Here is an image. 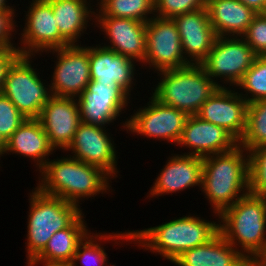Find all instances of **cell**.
Masks as SVG:
<instances>
[{
	"label": "cell",
	"instance_id": "18",
	"mask_svg": "<svg viewBox=\"0 0 266 266\" xmlns=\"http://www.w3.org/2000/svg\"><path fill=\"white\" fill-rule=\"evenodd\" d=\"M176 23L183 53L194 58V64H201L217 38L210 23L206 8L176 15L172 18Z\"/></svg>",
	"mask_w": 266,
	"mask_h": 266
},
{
	"label": "cell",
	"instance_id": "27",
	"mask_svg": "<svg viewBox=\"0 0 266 266\" xmlns=\"http://www.w3.org/2000/svg\"><path fill=\"white\" fill-rule=\"evenodd\" d=\"M238 144L247 152L266 145V100L248 104L246 128Z\"/></svg>",
	"mask_w": 266,
	"mask_h": 266
},
{
	"label": "cell",
	"instance_id": "1",
	"mask_svg": "<svg viewBox=\"0 0 266 266\" xmlns=\"http://www.w3.org/2000/svg\"><path fill=\"white\" fill-rule=\"evenodd\" d=\"M219 225L206 222L199 217L185 216L146 230L113 234V236L109 234L107 237L101 235L99 239L117 237L116 239L126 238L134 241L136 239L140 243L144 241L141 244L143 247L151 248L150 250L158 252L172 262L185 250L211 241L219 233Z\"/></svg>",
	"mask_w": 266,
	"mask_h": 266
},
{
	"label": "cell",
	"instance_id": "37",
	"mask_svg": "<svg viewBox=\"0 0 266 266\" xmlns=\"http://www.w3.org/2000/svg\"><path fill=\"white\" fill-rule=\"evenodd\" d=\"M249 266H266V244L249 260Z\"/></svg>",
	"mask_w": 266,
	"mask_h": 266
},
{
	"label": "cell",
	"instance_id": "6",
	"mask_svg": "<svg viewBox=\"0 0 266 266\" xmlns=\"http://www.w3.org/2000/svg\"><path fill=\"white\" fill-rule=\"evenodd\" d=\"M30 199L28 263L45 248L55 232L69 227L82 214L76 204L44 194L38 188Z\"/></svg>",
	"mask_w": 266,
	"mask_h": 266
},
{
	"label": "cell",
	"instance_id": "43",
	"mask_svg": "<svg viewBox=\"0 0 266 266\" xmlns=\"http://www.w3.org/2000/svg\"><path fill=\"white\" fill-rule=\"evenodd\" d=\"M264 13L266 14V0H265V8H264Z\"/></svg>",
	"mask_w": 266,
	"mask_h": 266
},
{
	"label": "cell",
	"instance_id": "23",
	"mask_svg": "<svg viewBox=\"0 0 266 266\" xmlns=\"http://www.w3.org/2000/svg\"><path fill=\"white\" fill-rule=\"evenodd\" d=\"M210 23L217 36L243 35L258 14L240 0H206Z\"/></svg>",
	"mask_w": 266,
	"mask_h": 266
},
{
	"label": "cell",
	"instance_id": "26",
	"mask_svg": "<svg viewBox=\"0 0 266 266\" xmlns=\"http://www.w3.org/2000/svg\"><path fill=\"white\" fill-rule=\"evenodd\" d=\"M52 11L61 37L69 44L75 45L77 37L88 22L91 11L88 10L86 0H47Z\"/></svg>",
	"mask_w": 266,
	"mask_h": 266
},
{
	"label": "cell",
	"instance_id": "31",
	"mask_svg": "<svg viewBox=\"0 0 266 266\" xmlns=\"http://www.w3.org/2000/svg\"><path fill=\"white\" fill-rule=\"evenodd\" d=\"M25 119L26 117L9 98L0 92V135L5 141L10 138Z\"/></svg>",
	"mask_w": 266,
	"mask_h": 266
},
{
	"label": "cell",
	"instance_id": "25",
	"mask_svg": "<svg viewBox=\"0 0 266 266\" xmlns=\"http://www.w3.org/2000/svg\"><path fill=\"white\" fill-rule=\"evenodd\" d=\"M82 214L67 228L57 231L48 240L45 248L28 264L41 262H72L78 245L88 235ZM38 262V263H37Z\"/></svg>",
	"mask_w": 266,
	"mask_h": 266
},
{
	"label": "cell",
	"instance_id": "9",
	"mask_svg": "<svg viewBox=\"0 0 266 266\" xmlns=\"http://www.w3.org/2000/svg\"><path fill=\"white\" fill-rule=\"evenodd\" d=\"M256 57L245 40L217 36L201 66L210 78L225 76L226 81L237 85Z\"/></svg>",
	"mask_w": 266,
	"mask_h": 266
},
{
	"label": "cell",
	"instance_id": "22",
	"mask_svg": "<svg viewBox=\"0 0 266 266\" xmlns=\"http://www.w3.org/2000/svg\"><path fill=\"white\" fill-rule=\"evenodd\" d=\"M159 174L151 195L181 191L187 187L201 185L203 159L193 155L173 156Z\"/></svg>",
	"mask_w": 266,
	"mask_h": 266
},
{
	"label": "cell",
	"instance_id": "7",
	"mask_svg": "<svg viewBox=\"0 0 266 266\" xmlns=\"http://www.w3.org/2000/svg\"><path fill=\"white\" fill-rule=\"evenodd\" d=\"M29 57L19 55L12 62L1 92L26 118H38L43 105L51 96L30 65Z\"/></svg>",
	"mask_w": 266,
	"mask_h": 266
},
{
	"label": "cell",
	"instance_id": "19",
	"mask_svg": "<svg viewBox=\"0 0 266 266\" xmlns=\"http://www.w3.org/2000/svg\"><path fill=\"white\" fill-rule=\"evenodd\" d=\"M112 46H104L130 59L142 62L146 54V23L130 18L96 17Z\"/></svg>",
	"mask_w": 266,
	"mask_h": 266
},
{
	"label": "cell",
	"instance_id": "28",
	"mask_svg": "<svg viewBox=\"0 0 266 266\" xmlns=\"http://www.w3.org/2000/svg\"><path fill=\"white\" fill-rule=\"evenodd\" d=\"M99 17L130 18L147 23L148 13L155 12L154 0H101Z\"/></svg>",
	"mask_w": 266,
	"mask_h": 266
},
{
	"label": "cell",
	"instance_id": "17",
	"mask_svg": "<svg viewBox=\"0 0 266 266\" xmlns=\"http://www.w3.org/2000/svg\"><path fill=\"white\" fill-rule=\"evenodd\" d=\"M239 143L224 128L189 115L178 144L193 147L189 155L204 158L211 154H220L233 150Z\"/></svg>",
	"mask_w": 266,
	"mask_h": 266
},
{
	"label": "cell",
	"instance_id": "20",
	"mask_svg": "<svg viewBox=\"0 0 266 266\" xmlns=\"http://www.w3.org/2000/svg\"><path fill=\"white\" fill-rule=\"evenodd\" d=\"M133 60L106 47H89L90 79L102 84H117L128 94L134 78Z\"/></svg>",
	"mask_w": 266,
	"mask_h": 266
},
{
	"label": "cell",
	"instance_id": "33",
	"mask_svg": "<svg viewBox=\"0 0 266 266\" xmlns=\"http://www.w3.org/2000/svg\"><path fill=\"white\" fill-rule=\"evenodd\" d=\"M158 17L173 18L198 9L206 8V0H154Z\"/></svg>",
	"mask_w": 266,
	"mask_h": 266
},
{
	"label": "cell",
	"instance_id": "42",
	"mask_svg": "<svg viewBox=\"0 0 266 266\" xmlns=\"http://www.w3.org/2000/svg\"><path fill=\"white\" fill-rule=\"evenodd\" d=\"M7 48L0 42V55L6 50Z\"/></svg>",
	"mask_w": 266,
	"mask_h": 266
},
{
	"label": "cell",
	"instance_id": "29",
	"mask_svg": "<svg viewBox=\"0 0 266 266\" xmlns=\"http://www.w3.org/2000/svg\"><path fill=\"white\" fill-rule=\"evenodd\" d=\"M252 94V98L244 99L248 102L266 100V56H257L252 66L246 71L237 87Z\"/></svg>",
	"mask_w": 266,
	"mask_h": 266
},
{
	"label": "cell",
	"instance_id": "8",
	"mask_svg": "<svg viewBox=\"0 0 266 266\" xmlns=\"http://www.w3.org/2000/svg\"><path fill=\"white\" fill-rule=\"evenodd\" d=\"M150 19L146 23L144 62H149V65L155 66L160 72L191 64V61L183 57L181 39L174 20L158 16Z\"/></svg>",
	"mask_w": 266,
	"mask_h": 266
},
{
	"label": "cell",
	"instance_id": "35",
	"mask_svg": "<svg viewBox=\"0 0 266 266\" xmlns=\"http://www.w3.org/2000/svg\"><path fill=\"white\" fill-rule=\"evenodd\" d=\"M14 10H1L0 11V42L6 47V48H15L13 45H11V42L9 41L10 38V31H12L14 28L13 25V12Z\"/></svg>",
	"mask_w": 266,
	"mask_h": 266
},
{
	"label": "cell",
	"instance_id": "10",
	"mask_svg": "<svg viewBox=\"0 0 266 266\" xmlns=\"http://www.w3.org/2000/svg\"><path fill=\"white\" fill-rule=\"evenodd\" d=\"M151 105L140 109L128 122L126 128L132 132L153 138L179 142L188 114L172 106L165 105L151 97Z\"/></svg>",
	"mask_w": 266,
	"mask_h": 266
},
{
	"label": "cell",
	"instance_id": "39",
	"mask_svg": "<svg viewBox=\"0 0 266 266\" xmlns=\"http://www.w3.org/2000/svg\"><path fill=\"white\" fill-rule=\"evenodd\" d=\"M44 266H75V262H44Z\"/></svg>",
	"mask_w": 266,
	"mask_h": 266
},
{
	"label": "cell",
	"instance_id": "34",
	"mask_svg": "<svg viewBox=\"0 0 266 266\" xmlns=\"http://www.w3.org/2000/svg\"><path fill=\"white\" fill-rule=\"evenodd\" d=\"M92 237V238H91ZM88 238L90 240H88ZM87 239V240H86ZM93 236H87L77 247V250L74 254L73 260L72 262H74L75 260H82L83 261V265L87 266V265H91V261H94L98 264V266H103L104 263L107 261L106 260V253L104 251V249H102L98 243L94 244L92 241ZM85 241V243H84ZM83 249V250H82ZM89 265V266H90Z\"/></svg>",
	"mask_w": 266,
	"mask_h": 266
},
{
	"label": "cell",
	"instance_id": "13",
	"mask_svg": "<svg viewBox=\"0 0 266 266\" xmlns=\"http://www.w3.org/2000/svg\"><path fill=\"white\" fill-rule=\"evenodd\" d=\"M242 95L232 93L226 87H218L202 104L195 114L204 121L224 128L238 142L242 139L245 128L248 102Z\"/></svg>",
	"mask_w": 266,
	"mask_h": 266
},
{
	"label": "cell",
	"instance_id": "15",
	"mask_svg": "<svg viewBox=\"0 0 266 266\" xmlns=\"http://www.w3.org/2000/svg\"><path fill=\"white\" fill-rule=\"evenodd\" d=\"M26 16L27 26L23 29L22 40L28 47L18 50L20 55L31 56L33 50L37 52L70 46L60 35L52 6L47 0H34Z\"/></svg>",
	"mask_w": 266,
	"mask_h": 266
},
{
	"label": "cell",
	"instance_id": "21",
	"mask_svg": "<svg viewBox=\"0 0 266 266\" xmlns=\"http://www.w3.org/2000/svg\"><path fill=\"white\" fill-rule=\"evenodd\" d=\"M232 247L219 232L211 241L185 250L172 262L179 266H249L248 254Z\"/></svg>",
	"mask_w": 266,
	"mask_h": 266
},
{
	"label": "cell",
	"instance_id": "38",
	"mask_svg": "<svg viewBox=\"0 0 266 266\" xmlns=\"http://www.w3.org/2000/svg\"><path fill=\"white\" fill-rule=\"evenodd\" d=\"M257 13H264L265 0H240Z\"/></svg>",
	"mask_w": 266,
	"mask_h": 266
},
{
	"label": "cell",
	"instance_id": "16",
	"mask_svg": "<svg viewBox=\"0 0 266 266\" xmlns=\"http://www.w3.org/2000/svg\"><path fill=\"white\" fill-rule=\"evenodd\" d=\"M103 130L100 126L81 122L66 150L72 149L76 154L73 158L97 166L113 176L116 172L115 147Z\"/></svg>",
	"mask_w": 266,
	"mask_h": 266
},
{
	"label": "cell",
	"instance_id": "41",
	"mask_svg": "<svg viewBox=\"0 0 266 266\" xmlns=\"http://www.w3.org/2000/svg\"><path fill=\"white\" fill-rule=\"evenodd\" d=\"M6 0H0V11L1 10H13L10 6H6Z\"/></svg>",
	"mask_w": 266,
	"mask_h": 266
},
{
	"label": "cell",
	"instance_id": "2",
	"mask_svg": "<svg viewBox=\"0 0 266 266\" xmlns=\"http://www.w3.org/2000/svg\"><path fill=\"white\" fill-rule=\"evenodd\" d=\"M243 151L239 144L229 152L202 158L201 185L218 215L249 193V158ZM243 187L247 192L237 197Z\"/></svg>",
	"mask_w": 266,
	"mask_h": 266
},
{
	"label": "cell",
	"instance_id": "12",
	"mask_svg": "<svg viewBox=\"0 0 266 266\" xmlns=\"http://www.w3.org/2000/svg\"><path fill=\"white\" fill-rule=\"evenodd\" d=\"M52 51L58 52L59 61L50 87L52 92H49L57 97L79 96L91 81L89 47L70 45Z\"/></svg>",
	"mask_w": 266,
	"mask_h": 266
},
{
	"label": "cell",
	"instance_id": "30",
	"mask_svg": "<svg viewBox=\"0 0 266 266\" xmlns=\"http://www.w3.org/2000/svg\"><path fill=\"white\" fill-rule=\"evenodd\" d=\"M249 193L266 196V145L249 151Z\"/></svg>",
	"mask_w": 266,
	"mask_h": 266
},
{
	"label": "cell",
	"instance_id": "3",
	"mask_svg": "<svg viewBox=\"0 0 266 266\" xmlns=\"http://www.w3.org/2000/svg\"><path fill=\"white\" fill-rule=\"evenodd\" d=\"M41 170L44 181L36 188L44 194L60 197L76 205L83 196L91 197L108 190V173L73 157L47 161Z\"/></svg>",
	"mask_w": 266,
	"mask_h": 266
},
{
	"label": "cell",
	"instance_id": "40",
	"mask_svg": "<svg viewBox=\"0 0 266 266\" xmlns=\"http://www.w3.org/2000/svg\"><path fill=\"white\" fill-rule=\"evenodd\" d=\"M5 150H6V141L0 135V155H2L3 153H5Z\"/></svg>",
	"mask_w": 266,
	"mask_h": 266
},
{
	"label": "cell",
	"instance_id": "5",
	"mask_svg": "<svg viewBox=\"0 0 266 266\" xmlns=\"http://www.w3.org/2000/svg\"><path fill=\"white\" fill-rule=\"evenodd\" d=\"M219 216L223 221L219 232L232 246L238 240L242 250L250 254L248 260L266 244V196L248 193Z\"/></svg>",
	"mask_w": 266,
	"mask_h": 266
},
{
	"label": "cell",
	"instance_id": "11",
	"mask_svg": "<svg viewBox=\"0 0 266 266\" xmlns=\"http://www.w3.org/2000/svg\"><path fill=\"white\" fill-rule=\"evenodd\" d=\"M78 97L81 122L102 127L112 122L126 106L128 93L117 84L91 80Z\"/></svg>",
	"mask_w": 266,
	"mask_h": 266
},
{
	"label": "cell",
	"instance_id": "4",
	"mask_svg": "<svg viewBox=\"0 0 266 266\" xmlns=\"http://www.w3.org/2000/svg\"><path fill=\"white\" fill-rule=\"evenodd\" d=\"M153 97L160 103L195 115L202 104L220 87L205 72L201 64L161 71Z\"/></svg>",
	"mask_w": 266,
	"mask_h": 266
},
{
	"label": "cell",
	"instance_id": "24",
	"mask_svg": "<svg viewBox=\"0 0 266 266\" xmlns=\"http://www.w3.org/2000/svg\"><path fill=\"white\" fill-rule=\"evenodd\" d=\"M55 150L49 143L48 136L37 118H26L25 121L6 141L5 152H16L37 159L39 168L42 169L45 157Z\"/></svg>",
	"mask_w": 266,
	"mask_h": 266
},
{
	"label": "cell",
	"instance_id": "14",
	"mask_svg": "<svg viewBox=\"0 0 266 266\" xmlns=\"http://www.w3.org/2000/svg\"><path fill=\"white\" fill-rule=\"evenodd\" d=\"M48 136L50 145L67 149L81 123L79 105L71 97L51 95L37 118Z\"/></svg>",
	"mask_w": 266,
	"mask_h": 266
},
{
	"label": "cell",
	"instance_id": "32",
	"mask_svg": "<svg viewBox=\"0 0 266 266\" xmlns=\"http://www.w3.org/2000/svg\"><path fill=\"white\" fill-rule=\"evenodd\" d=\"M243 39L257 56H266V14L258 13L249 24Z\"/></svg>",
	"mask_w": 266,
	"mask_h": 266
},
{
	"label": "cell",
	"instance_id": "36",
	"mask_svg": "<svg viewBox=\"0 0 266 266\" xmlns=\"http://www.w3.org/2000/svg\"><path fill=\"white\" fill-rule=\"evenodd\" d=\"M19 48H7L0 55V92L4 85V79L12 62L20 55Z\"/></svg>",
	"mask_w": 266,
	"mask_h": 266
}]
</instances>
